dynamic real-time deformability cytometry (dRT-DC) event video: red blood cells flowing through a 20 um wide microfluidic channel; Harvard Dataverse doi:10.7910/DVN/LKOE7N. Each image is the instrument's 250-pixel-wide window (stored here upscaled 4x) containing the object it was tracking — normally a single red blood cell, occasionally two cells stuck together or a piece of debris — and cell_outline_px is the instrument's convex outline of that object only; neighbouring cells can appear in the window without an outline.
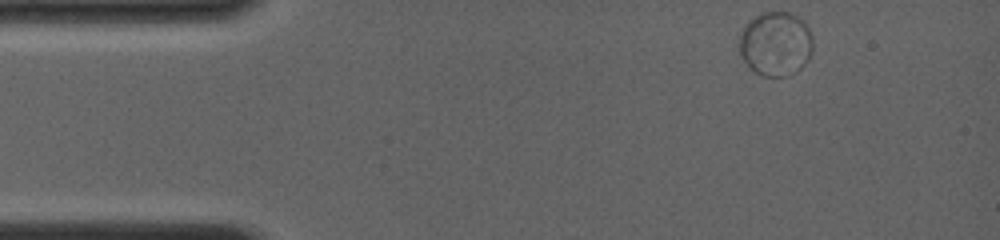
{"species": "common noctule bat (a hibernating species)", "species_latin": "Nyctalus noctula", "temperature_condition": "room temperature", "stored_images_in_passage": 11, "camera_frame_rate_fps": 4000, "um_per_image_px": 0.085, "animal": {"sex": "female", "body_mass_g": 19.0, "forearm_length_mm": 56.7}, "frame": {"image": 1, "passage_image": 1, "time_ms": 0.0, "image_size_px": [1000, 240], "cell_outline_px": [[812, 52], [808, 60], [796, 72], [788, 76], [760, 76], [748, 68], [740, 56], [740, 32], [744, 24], [748, 20], [764, 12], [788, 12], [804, 20], [812, 36]], "centroid_in_image_um": [65.91, 3.74], "position_along_channel_um": 19.1, "area_um2": 27.98}}
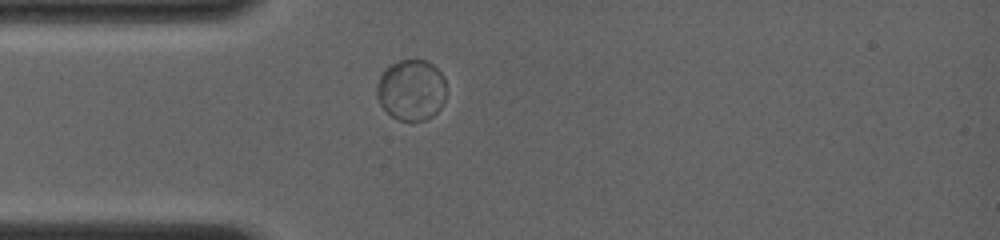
{"frame": {"image": 2, "passage_image": 8, "time_ms": 2.5, "image_size_px": [1000, 240], "cell_outline_px": [[444, 100], [440, 108], [428, 120], [400, 120], [392, 116], [380, 104], [376, 96], [376, 84], [380, 76], [392, 64], [400, 60], [428, 60], [444, 76]], "centroid_in_image_um": [34.95, 7.65], "position_along_channel_um": 50.0, "area_um2": 24.45}}
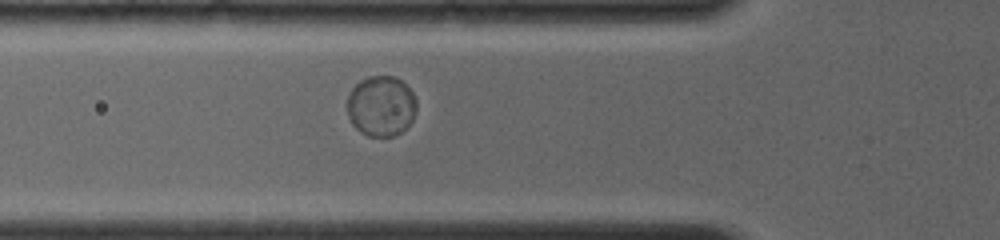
{"frame": {"image": 3, "passage_image": 11, "time_ms": 3.75, "image_size_px": [1000, 240], "cell_outline_px": [[416, 108], [412, 120], [400, 132], [392, 136], [368, 136], [360, 132], [352, 124], [348, 116], [348, 96], [352, 88], [360, 80], [368, 76], [392, 76], [400, 80], [412, 92], [416, 100]], "centroid_in_image_um": [32.37, 9.01], "position_along_channel_um": 93.4, "area_um2": 24.22}}